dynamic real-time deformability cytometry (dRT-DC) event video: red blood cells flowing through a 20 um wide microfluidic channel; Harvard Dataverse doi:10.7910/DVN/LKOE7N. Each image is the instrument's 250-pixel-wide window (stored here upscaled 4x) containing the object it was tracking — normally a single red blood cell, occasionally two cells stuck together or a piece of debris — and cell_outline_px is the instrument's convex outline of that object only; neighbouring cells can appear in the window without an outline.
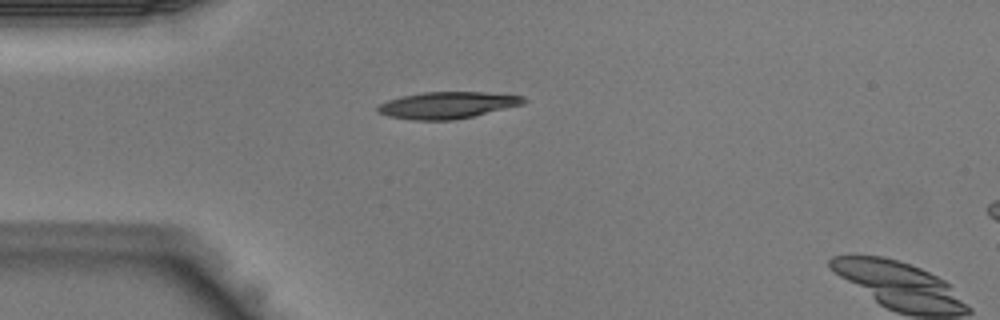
{"species": "Egyptian fruit bat (a non-hibernating species)", "species_latin": "Rousettus aegyptiacus", "temperature_condition": "warm", "stored_images_in_passage": 3, "camera_frame_rate_fps": 3000, "um_per_image_px": 0.085, "animal": {"sex": "male"}, "frame": {"image": 1, "passage_image": 1, "time_ms": 0.0, "image_size_px": [1000, 320], "cell_outline_px": [[528, 100], [524, 104], [472, 116], [452, 120], [412, 120], [388, 116], [380, 112], [376, 108], [380, 104], [388, 100], [400, 96], [424, 92], [484, 92], [524, 96]], "centroid_in_image_um": [38.04, 8.93], "position_along_channel_um": 47.0, "area_um2": 22.6}}